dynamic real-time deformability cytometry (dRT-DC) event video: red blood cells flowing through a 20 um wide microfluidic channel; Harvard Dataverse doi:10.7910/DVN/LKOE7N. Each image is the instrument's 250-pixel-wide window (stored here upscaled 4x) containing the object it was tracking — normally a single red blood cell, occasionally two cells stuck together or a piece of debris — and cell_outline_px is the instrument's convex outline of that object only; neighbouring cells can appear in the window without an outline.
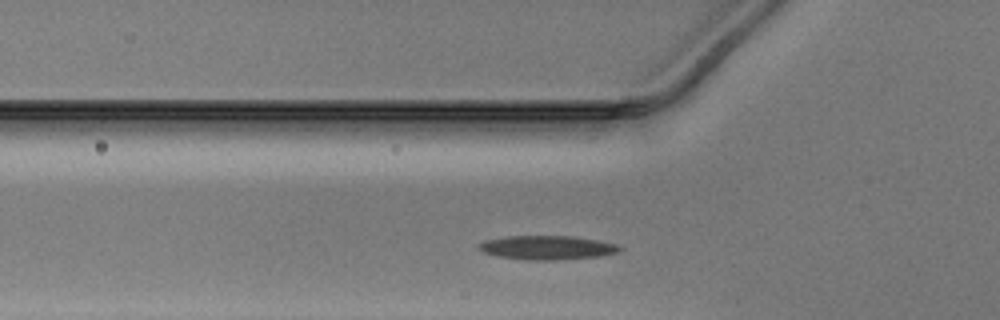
{"species": "Egyptian fruit bat (a non-hibernating species)", "species_latin": "Rousettus aegyptiacus", "temperature_condition": "warm", "stored_images_in_passage": 28, "camera_frame_rate_fps": 3000, "um_per_image_px": 0.085, "animal": {"sex": "male"}, "frame": {"image": 1, "passage_image": 5, "time_ms": 1.333, "image_size_px": [1000, 320], "cell_outline_px": [[624, 248], [616, 252], [596, 256], [556, 260], [528, 260], [496, 256], [480, 252], [476, 248], [476, 244], [484, 240], [504, 236], [572, 236], [596, 240], [616, 244]], "centroid_in_image_um": [46.38, 21.04], "position_along_channel_um": 79.4, "area_um2": 19.77}}
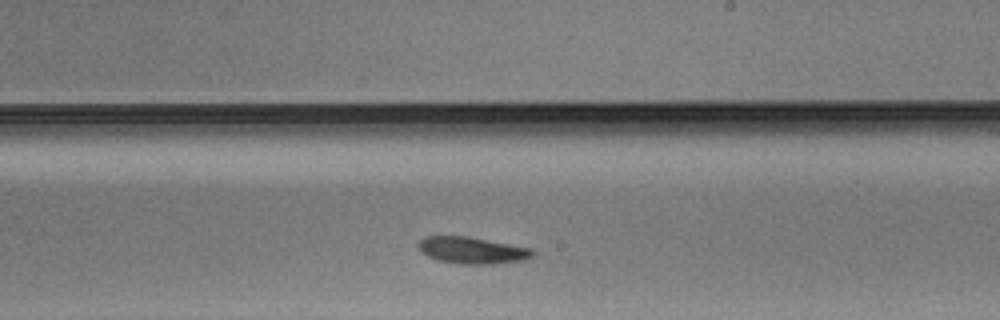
{"frame": {"image": 2, "passage_image": 18, "time_ms": 5.667, "image_size_px": [1000, 320], "cell_outline_px": [[536, 256], [524, 260], [496, 264], [460, 264], [440, 260], [428, 256], [420, 252], [416, 244], [424, 236], [468, 236], [532, 248], [536, 252]], "centroid_in_image_um": [40.17, 21.27], "position_along_channel_um": 248.8, "area_um2": 18.09}}
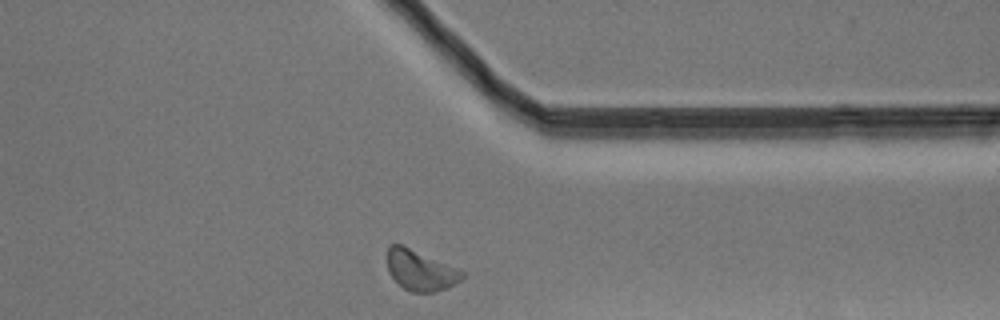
{"frame": {"image": 3, "passage_image": 28, "time_ms": 9.0, "image_size_px": [1000, 320], "cell_outline_px": [[464, 276], [456, 284], [448, 288], [436, 292], [412, 292], [404, 288], [388, 272], [388, 244], [400, 244], [456, 268], [464, 272]], "centroid_in_image_um": [35.74, 23.0], "position_along_channel_um": 375.7, "area_um2": 17.28}}